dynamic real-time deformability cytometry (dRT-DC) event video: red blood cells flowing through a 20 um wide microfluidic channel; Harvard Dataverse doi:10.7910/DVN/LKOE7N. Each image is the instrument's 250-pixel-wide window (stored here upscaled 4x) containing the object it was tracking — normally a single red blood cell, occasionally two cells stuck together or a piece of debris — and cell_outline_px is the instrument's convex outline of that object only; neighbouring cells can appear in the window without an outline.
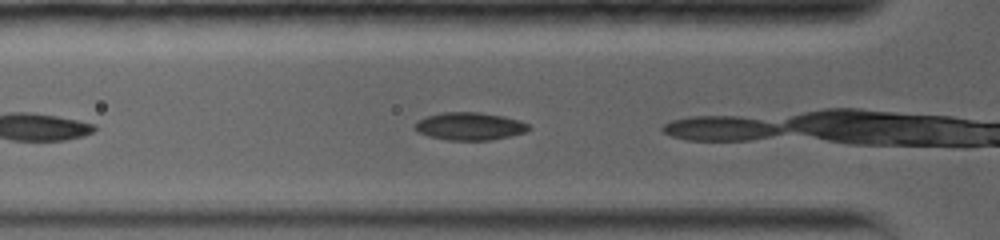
{"species": "common noctule bat (a hibernating species)", "species_latin": "Nyctalus noctula", "temperature_condition": "warm", "stored_images_in_passage": 17, "camera_frame_rate_fps": 5000, "um_per_image_px": 0.085, "animal": {"sex": "female", "body_mass_g": 19.0, "forearm_length_mm": 56.7}, "frame": {"image": 1, "passage_image": 3, "time_ms": 0.6, "image_size_px": [1000, 240], "cell_outline_px": [[532, 128], [524, 132], [508, 136], [488, 140], [448, 140], [428, 136], [416, 132], [416, 120], [440, 112], [480, 112], [504, 116], [520, 120], [528, 124]], "centroid_in_image_um": [39.91, 10.72], "position_along_channel_um": 85.9, "area_um2": 18.38}}